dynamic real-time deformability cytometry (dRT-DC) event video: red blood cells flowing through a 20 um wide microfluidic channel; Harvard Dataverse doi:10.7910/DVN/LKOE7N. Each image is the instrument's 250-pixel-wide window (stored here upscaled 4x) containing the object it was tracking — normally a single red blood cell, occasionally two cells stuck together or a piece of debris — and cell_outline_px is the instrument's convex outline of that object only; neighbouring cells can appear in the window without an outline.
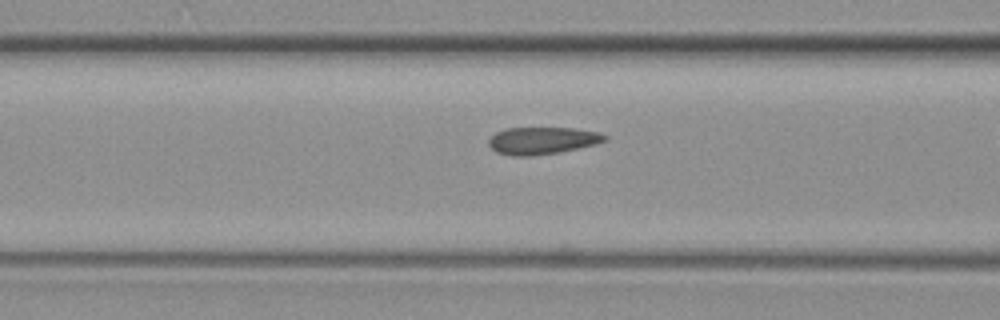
{"species": "common noctule bat (a hibernating species)", "species_latin": "Nyctalus noctula", "temperature_condition": "warm", "stored_images_in_passage": 34, "camera_frame_rate_fps": 3000, "um_per_image_px": 0.085, "animal": {"sex": "female", "body_mass_g": 19.3, "forearm_length_mm": 54.1}, "frame": {"image": 1, "passage_image": 10, "time_ms": 3.0, "image_size_px": [1000, 320], "cell_outline_px": [[608, 140], [596, 144], [560, 152], [532, 156], [512, 156], [496, 152], [488, 144], [488, 140], [496, 132], [508, 128], [572, 128], [600, 132], [608, 136]], "centroid_in_image_um": [46.12, 11.95], "position_along_channel_um": 120.5, "area_um2": 18.5}}
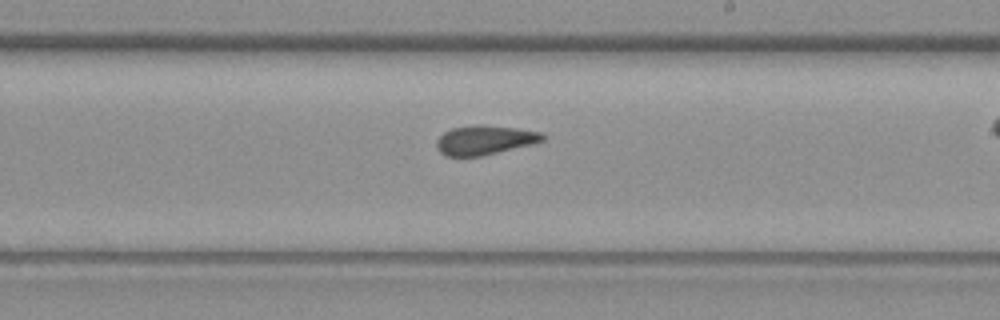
{"frame": {"image": 2, "passage_image": 21, "time_ms": 6.667, "image_size_px": [1000, 320], "cell_outline_px": [[548, 136], [544, 140], [532, 144], [480, 156], [448, 156], [440, 152], [436, 144], [436, 140], [444, 132], [452, 128], [476, 124], [480, 124], [516, 128], [540, 132]], "centroid_in_image_um": [41.21, 11.89], "position_along_channel_um": 247.8, "area_um2": 18.03}}
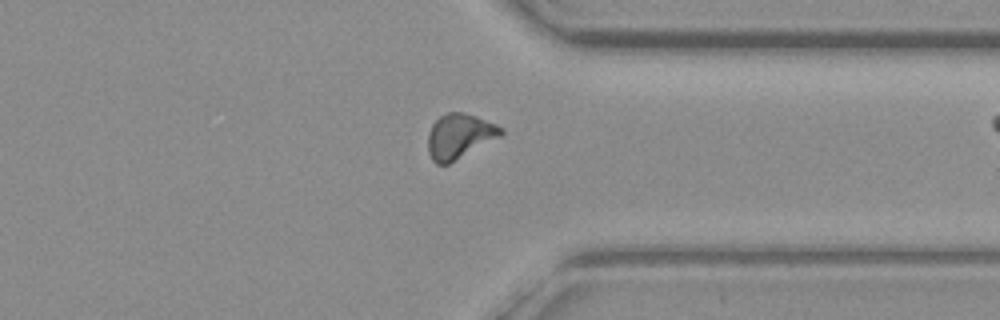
{"frame": {"image": 3, "passage_image": 32, "time_ms": 10.333, "image_size_px": [1000, 320], "cell_outline_px": [[504, 132], [500, 136], [448, 164], [436, 164], [432, 160], [428, 152], [428, 132], [432, 124], [440, 116], [448, 112], [464, 112], [476, 116], [496, 124], [504, 128]], "centroid_in_image_um": [39.03, 11.56], "position_along_channel_um": 372.4, "area_um2": 18.96}}